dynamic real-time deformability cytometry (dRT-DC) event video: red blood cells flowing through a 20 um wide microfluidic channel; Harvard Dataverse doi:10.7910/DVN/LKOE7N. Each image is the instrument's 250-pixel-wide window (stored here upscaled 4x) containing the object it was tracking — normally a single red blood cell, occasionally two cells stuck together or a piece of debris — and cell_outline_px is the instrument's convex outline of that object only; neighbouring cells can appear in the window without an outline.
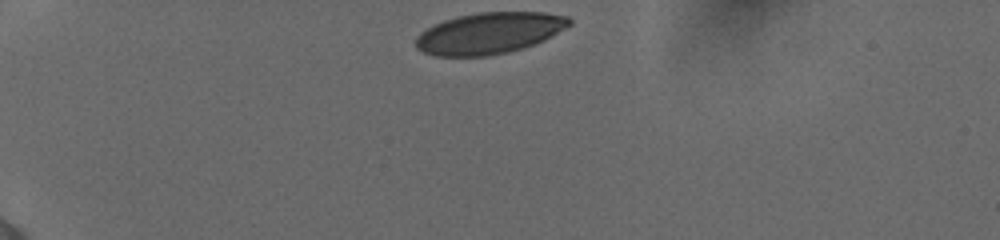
{"species": "human", "species_latin": "Homo sapiens", "temperature_condition": "cold", "stored_images_in_passage": 10, "camera_frame_rate_fps": 3000, "um_per_image_px": 0.085, "donor": {"sex": "female"}, "frame": {"image": 1, "passage_image": 1, "time_ms": 0.0, "image_size_px": [1000, 240], "cell_outline_px": [[572, 24], [544, 40], [520, 48], [488, 56], [436, 56], [424, 52], [416, 48], [416, 36], [420, 32], [432, 24], [456, 16], [476, 12], [544, 12], [568, 16], [572, 20]], "centroid_in_image_um": [41.56, 2.8], "position_along_channel_um": 43.4, "area_um2": 36.99}}
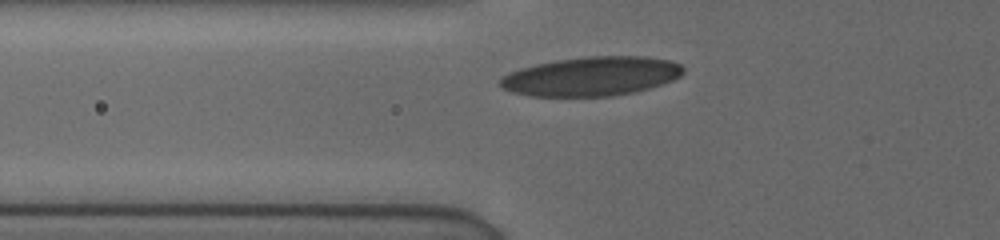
{"frame": {"image": 2, "passage_image": 6, "time_ms": 2.333, "image_size_px": [1000, 240], "cell_outline_px": [[684, 72], [680, 76], [664, 84], [636, 92], [612, 96], [528, 96], [512, 92], [504, 88], [500, 84], [500, 76], [508, 72], [520, 68], [536, 64], [556, 60], [584, 56], [644, 56], [668, 60], [680, 64], [684, 68]], "centroid_in_image_um": [50.27, 6.48], "position_along_channel_um": 75.5, "area_um2": 42.02}}
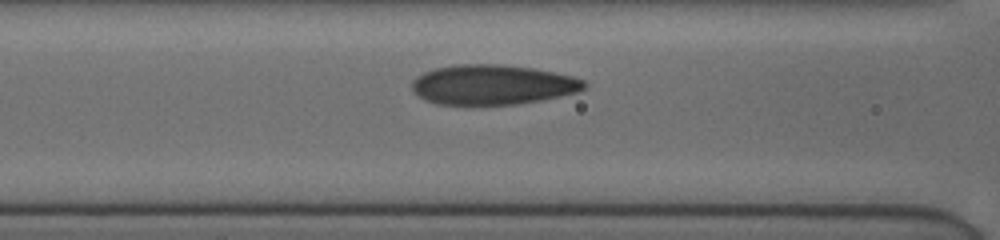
{"frame": {"image": 3, "passage_image": 9, "time_ms": 3.667, "image_size_px": [1000, 240], "cell_outline_px": [[584, 88], [576, 92], [560, 96], [540, 100], [516, 104], [468, 108], [436, 104], [424, 100], [412, 88], [412, 80], [416, 76], [432, 68], [456, 64], [500, 64], [532, 68], [572, 76], [584, 80]], "centroid_in_image_um": [41.77, 7.24], "position_along_channel_um": 124.8, "area_um2": 40.98}}